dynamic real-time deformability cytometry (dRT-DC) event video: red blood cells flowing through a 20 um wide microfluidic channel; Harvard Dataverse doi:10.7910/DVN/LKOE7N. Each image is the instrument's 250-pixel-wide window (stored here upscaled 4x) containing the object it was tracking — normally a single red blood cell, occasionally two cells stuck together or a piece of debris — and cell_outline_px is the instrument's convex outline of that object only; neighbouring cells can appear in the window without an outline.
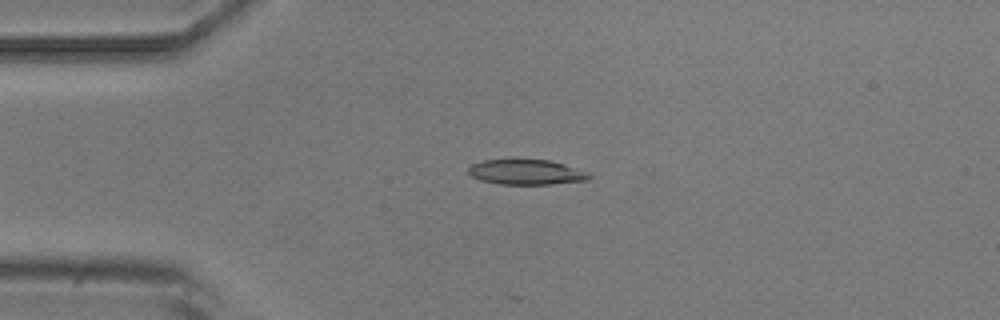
{"species": "common noctule bat (a hibernating species)", "species_latin": "Nyctalus noctula", "temperature_condition": "room temperature", "stored_images_in_passage": 5, "camera_frame_rate_fps": 3000, "um_per_image_px": 0.085, "animal": {"sex": "male", "body_mass_g": 20.5, "forearm_length_mm": 52.5}, "frame": {"image": 1, "passage_image": 4, "time_ms": 3.333, "image_size_px": [1000, 320], "cell_outline_px": [[592, 176], [588, 180], [552, 184], [500, 184], [480, 180], [472, 176], [468, 172], [468, 168], [472, 164], [484, 160], [548, 160], [564, 164], [588, 172]], "centroid_in_image_um": [44.74, 14.64], "position_along_channel_um": 40.3, "area_um2": 17.51}}